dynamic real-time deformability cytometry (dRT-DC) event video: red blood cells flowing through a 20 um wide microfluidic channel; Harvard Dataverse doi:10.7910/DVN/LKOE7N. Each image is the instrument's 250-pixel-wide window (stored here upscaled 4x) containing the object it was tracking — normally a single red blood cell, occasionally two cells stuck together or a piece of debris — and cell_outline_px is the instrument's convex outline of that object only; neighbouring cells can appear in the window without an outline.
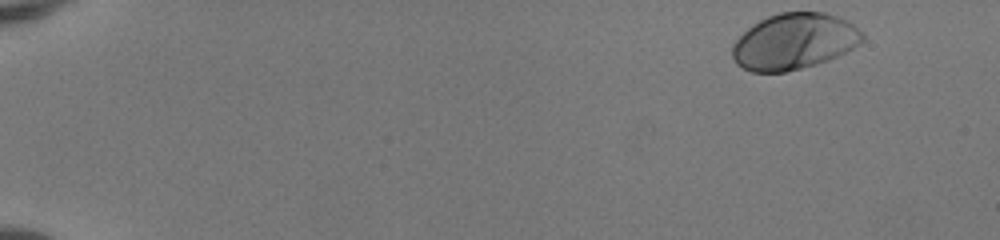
{"species": "human", "species_latin": "Homo sapiens", "temperature_condition": "room temperature", "stored_images_in_passage": 48, "camera_frame_rate_fps": 3000, "um_per_image_px": 0.085, "donor": {"sex": "female"}, "frame": {"image": 1, "passage_image": 1, "time_ms": 0.0, "image_size_px": [1000, 240], "cell_outline_px": [[864, 40], [860, 44], [828, 60], [816, 64], [784, 72], [752, 72], [736, 64], [732, 56], [732, 44], [752, 24], [768, 16], [780, 12], [824, 12], [848, 20], [864, 32]], "centroid_in_image_um": [67.51, 3.51], "position_along_channel_um": 17.5, "area_um2": 42.54}}
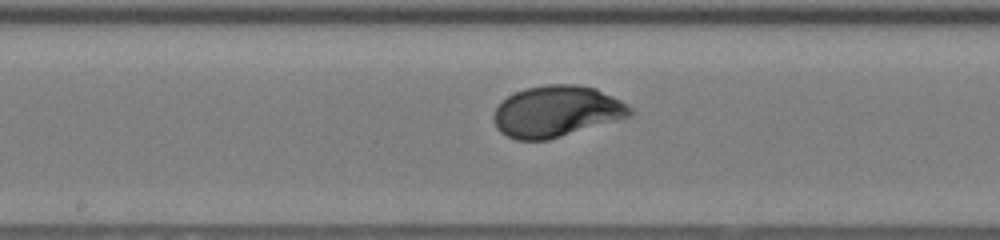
{"frame": {"image": 2, "passage_image": 26, "time_ms": 8.333, "image_size_px": [1000, 240], "cell_outline_px": [[632, 116], [548, 140], [516, 140], [500, 132], [496, 128], [492, 116], [496, 108], [508, 96], [516, 92], [528, 88], [548, 84], [576, 84], [596, 88], [620, 100], [632, 108]], "centroid_in_image_um": [47.31, 9.47], "position_along_channel_um": 200.9, "area_um2": 40.58}}
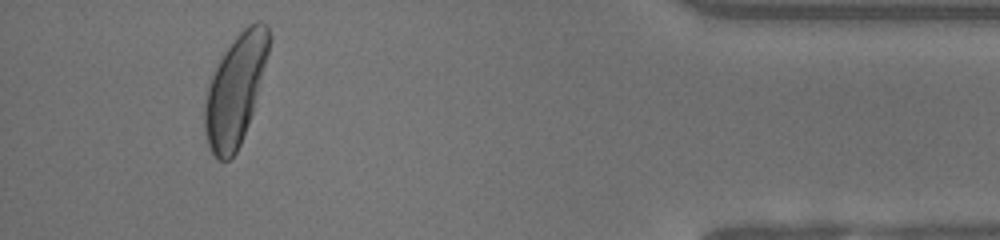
{"frame": {"image": 3, "passage_image": 45, "time_ms": 14.667, "image_size_px": [1000, 240], "cell_outline_px": [[272, 40], [252, 112], [248, 124], [240, 144], [236, 152], [228, 160], [220, 160], [212, 152], [208, 144], [204, 128], [204, 104], [208, 88], [212, 76], [224, 52], [236, 36], [248, 24], [256, 20], [260, 20], [268, 24], [272, 36]], "centroid_in_image_um": [20.03, 7.57], "position_along_channel_um": 415.2, "area_um2": 40.81}, "authors_computed_cell_mechanics": {"area_um2": 40.3155, "velocity_mm_per_s": 4.0946, "shape_relaxation_time_tau1_ms": 1.8632, "shape_relaxation_time_tau2_ms": null, "deformation_change_tau1": 0.1516, "deformation_change_tau2": null}}